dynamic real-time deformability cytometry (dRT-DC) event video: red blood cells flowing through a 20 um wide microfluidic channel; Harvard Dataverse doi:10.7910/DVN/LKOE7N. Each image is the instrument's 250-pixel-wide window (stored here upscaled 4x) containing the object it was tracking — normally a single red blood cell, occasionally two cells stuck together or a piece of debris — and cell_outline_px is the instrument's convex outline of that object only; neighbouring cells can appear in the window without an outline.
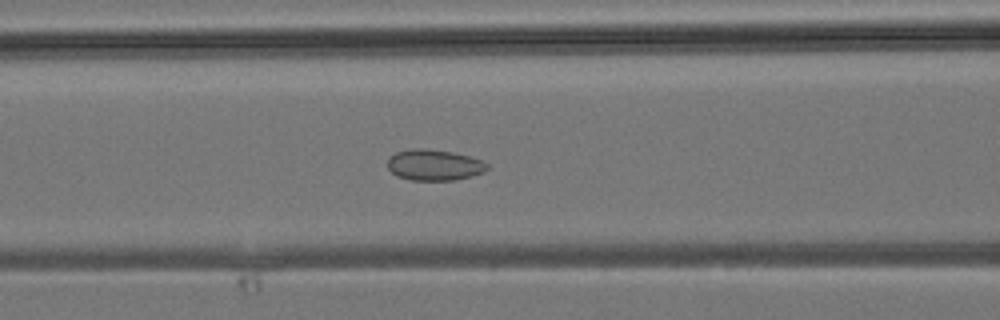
{"species": "common noctule bat (a hibernating species)", "species_latin": "Nyctalus noctula", "temperature_condition": "room temperature", "stored_images_in_passage": 39, "camera_frame_rate_fps": 3000, "um_per_image_px": 0.085, "animal": {"sex": "male", "body_mass_g": 19.2, "forearm_length_mm": 51.8}, "frame": {"image": 1, "passage_image": 16, "time_ms": 5.0, "image_size_px": [1000, 320], "cell_outline_px": [[488, 168], [484, 172], [472, 176], [456, 180], [412, 180], [396, 176], [388, 168], [388, 160], [396, 152], [412, 148], [428, 148], [452, 152], [472, 156], [488, 164]], "centroid_in_image_um": [36.92, 14.02], "position_along_channel_um": 129.7, "area_um2": 18.09}}
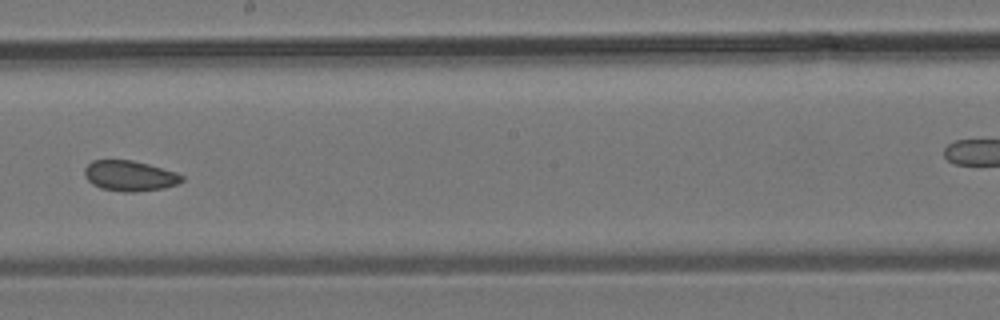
{"frame": {"image": 2, "passage_image": 22, "time_ms": 7.0, "image_size_px": [1000, 320], "cell_outline_px": [[184, 180], [180, 184], [164, 188], [132, 192], [124, 192], [100, 188], [92, 184], [84, 176], [84, 168], [92, 160], [132, 160], [148, 164], [176, 172], [184, 176]], "centroid_in_image_um": [11.03, 14.95], "position_along_channel_um": 237.2, "area_um2": 17.4}}
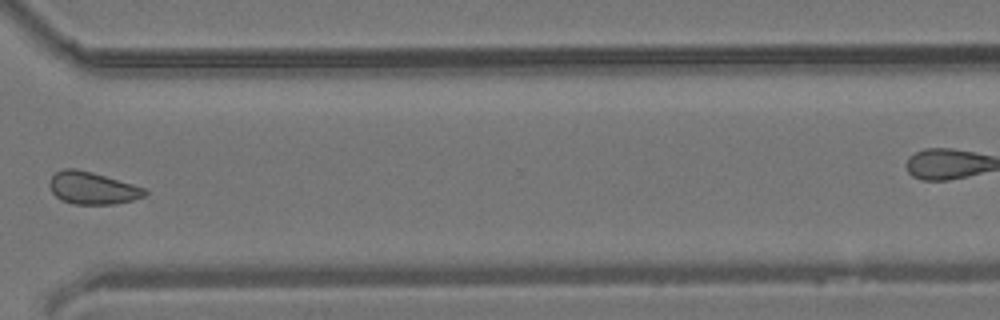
{"frame": {"image": 3, "passage_image": 29, "time_ms": 9.333, "image_size_px": [1000, 320], "cell_outline_px": [[148, 192], [144, 196], [132, 200], [116, 204], [72, 204], [60, 200], [52, 192], [48, 184], [52, 176], [56, 172], [64, 168], [76, 168], [92, 172], [132, 184], [144, 188]], "centroid_in_image_um": [7.82, 15.99], "position_along_channel_um": 362.8, "area_um2": 17.92}}